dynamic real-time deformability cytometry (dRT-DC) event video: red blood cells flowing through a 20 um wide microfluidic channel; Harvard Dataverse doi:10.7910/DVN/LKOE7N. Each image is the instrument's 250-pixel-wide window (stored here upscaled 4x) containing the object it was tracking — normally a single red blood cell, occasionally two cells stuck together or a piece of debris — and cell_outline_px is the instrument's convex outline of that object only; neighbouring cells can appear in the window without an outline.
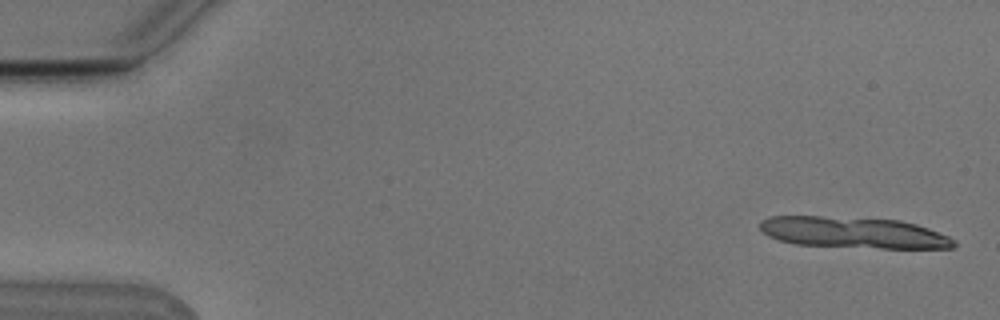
{"species": "Egyptian fruit bat (a non-hibernating species)", "species_latin": "Rousettus aegyptiacus", "temperature_condition": "cold", "stored_images_in_passage": 10, "camera_frame_rate_fps": 3000, "um_per_image_px": 0.085, "animal": {"sex": "male"}, "frame": {"image": 1, "passage_image": 1, "time_ms": 0.0, "image_size_px": [1000, 320], "cell_outline_px": [[956, 244], [952, 248], [880, 248], [796, 244], [776, 240], [768, 236], [760, 228], [760, 220], [772, 216], [820, 216], [900, 220], [916, 224], [928, 228], [948, 236], [956, 240]], "centroid_in_image_um": [72.54, 19.77], "position_along_channel_um": 12.5, "area_um2": 35.2}}